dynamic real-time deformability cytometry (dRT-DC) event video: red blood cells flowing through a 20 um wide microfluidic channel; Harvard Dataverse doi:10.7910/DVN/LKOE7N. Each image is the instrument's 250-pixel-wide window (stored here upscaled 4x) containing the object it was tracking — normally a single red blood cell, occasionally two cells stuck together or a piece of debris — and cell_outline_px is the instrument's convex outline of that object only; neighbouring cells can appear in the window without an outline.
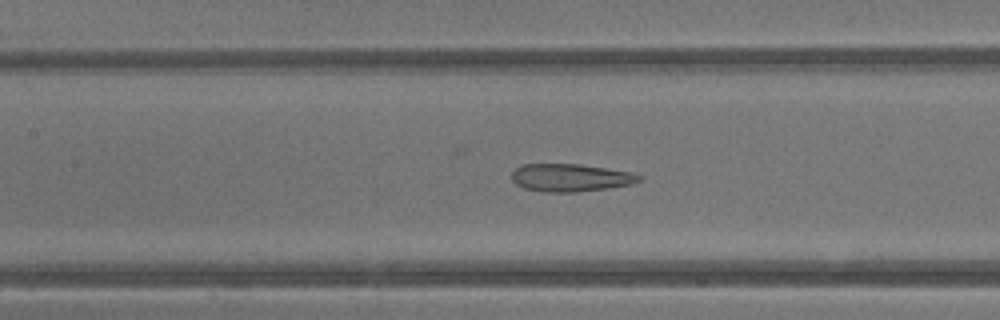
{"species": "common noctule bat (a hibernating species)", "species_latin": "Nyctalus noctula", "temperature_condition": "warm", "stored_images_in_passage": 33, "camera_frame_rate_fps": 3000, "um_per_image_px": 0.085, "animal": {"sex": "male", "body_mass_g": 13.3}, "frame": {"image": 1, "passage_image": 18, "time_ms": 5.667, "image_size_px": [1000, 320], "cell_outline_px": [[644, 176], [640, 180], [632, 184], [608, 188], [576, 192], [544, 192], [524, 188], [516, 184], [512, 180], [512, 172], [516, 168], [524, 164], [580, 164], [632, 172]], "centroid_in_image_um": [48.51, 15.1], "position_along_channel_um": 158.9, "area_um2": 20.63}}
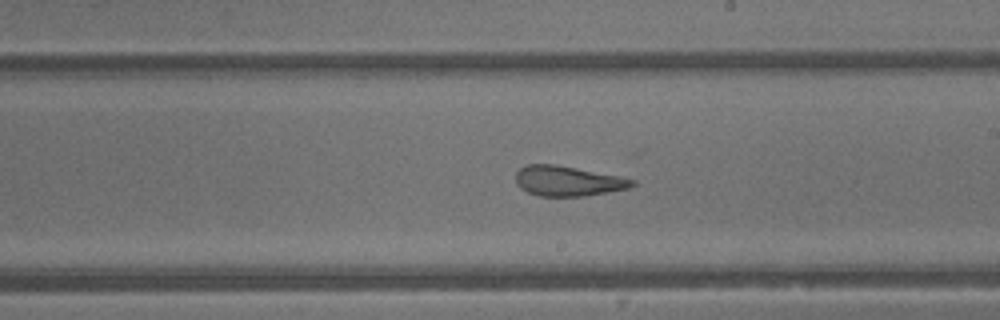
{"frame": {"image": 2, "passage_image": 23, "time_ms": 7.333, "image_size_px": [1000, 320], "cell_outline_px": [[636, 184], [628, 188], [608, 192], [584, 196], [540, 196], [528, 192], [520, 188], [516, 184], [516, 172], [520, 168], [528, 164], [552, 164], [616, 176], [636, 180]], "centroid_in_image_um": [48.23, 15.4], "position_along_channel_um": 240.8, "area_um2": 20.06}}
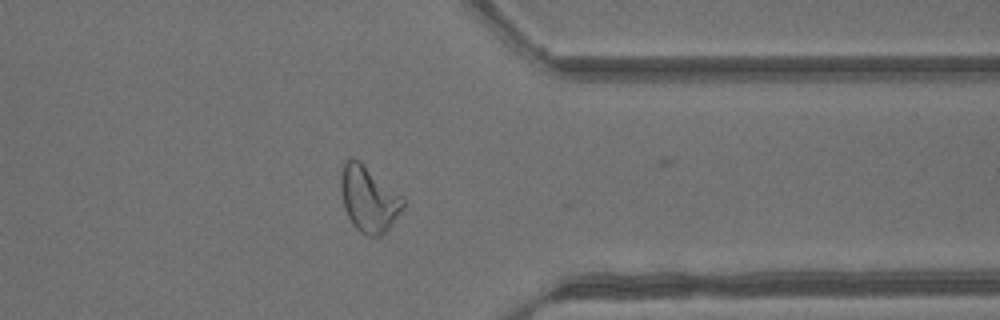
{"frame": {"image": 3, "passage_image": 32, "time_ms": 10.333, "image_size_px": [1000, 320], "cell_outline_px": [[404, 204], [388, 228], [380, 236], [368, 236], [360, 232], [352, 224], [344, 208], [340, 188], [340, 172], [344, 160], [348, 156], [352, 156], [360, 160], [404, 196]], "centroid_in_image_um": [31.3, 16.83], "position_along_channel_um": 380.1, "area_um2": 24.16}, "authors_computed_cell_mechanics": {"area_um2": 21.5016, "velocity_mm_per_s": 4.9287, "shape_relaxation_time_tau1_ms": null, "shape_relaxation_time_tau2_ms": 0.8973, "deformation_change_tau1": null, "deformation_change_tau2": 0.1058}}